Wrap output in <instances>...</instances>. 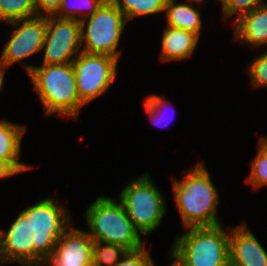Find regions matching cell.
Listing matches in <instances>:
<instances>
[{"label":"cell","mask_w":267,"mask_h":266,"mask_svg":"<svg viewBox=\"0 0 267 266\" xmlns=\"http://www.w3.org/2000/svg\"><path fill=\"white\" fill-rule=\"evenodd\" d=\"M143 103L145 112L149 115V119L154 125L160 127L169 126L173 118L168 116L170 118L168 119L166 116L165 118L168 120L167 121L162 114L163 112L165 113L167 110L166 108H168L166 106H169V104H171L170 102L165 101L160 95L152 94L148 95ZM162 109L164 110L162 111Z\"/></svg>","instance_id":"obj_22"},{"label":"cell","mask_w":267,"mask_h":266,"mask_svg":"<svg viewBox=\"0 0 267 266\" xmlns=\"http://www.w3.org/2000/svg\"><path fill=\"white\" fill-rule=\"evenodd\" d=\"M127 250L122 246L105 243L101 241H93L92 245V266H113L125 254Z\"/></svg>","instance_id":"obj_21"},{"label":"cell","mask_w":267,"mask_h":266,"mask_svg":"<svg viewBox=\"0 0 267 266\" xmlns=\"http://www.w3.org/2000/svg\"><path fill=\"white\" fill-rule=\"evenodd\" d=\"M186 3L177 0H166L165 16L167 17V26L175 29H182L201 35L202 19L199 8H194L195 3H203L204 0H186ZM177 2V3H176Z\"/></svg>","instance_id":"obj_17"},{"label":"cell","mask_w":267,"mask_h":266,"mask_svg":"<svg viewBox=\"0 0 267 266\" xmlns=\"http://www.w3.org/2000/svg\"><path fill=\"white\" fill-rule=\"evenodd\" d=\"M222 226L186 228L170 252L184 266H230V227L226 231Z\"/></svg>","instance_id":"obj_4"},{"label":"cell","mask_w":267,"mask_h":266,"mask_svg":"<svg viewBox=\"0 0 267 266\" xmlns=\"http://www.w3.org/2000/svg\"><path fill=\"white\" fill-rule=\"evenodd\" d=\"M230 266H267V252L246 224L230 227Z\"/></svg>","instance_id":"obj_13"},{"label":"cell","mask_w":267,"mask_h":266,"mask_svg":"<svg viewBox=\"0 0 267 266\" xmlns=\"http://www.w3.org/2000/svg\"><path fill=\"white\" fill-rule=\"evenodd\" d=\"M3 263L4 264H6V263H15V262H12V261H9V260H6L5 258H3L2 256H0V266H2L3 265ZM2 264V265H1Z\"/></svg>","instance_id":"obj_32"},{"label":"cell","mask_w":267,"mask_h":266,"mask_svg":"<svg viewBox=\"0 0 267 266\" xmlns=\"http://www.w3.org/2000/svg\"><path fill=\"white\" fill-rule=\"evenodd\" d=\"M146 246L127 253L113 266H155Z\"/></svg>","instance_id":"obj_26"},{"label":"cell","mask_w":267,"mask_h":266,"mask_svg":"<svg viewBox=\"0 0 267 266\" xmlns=\"http://www.w3.org/2000/svg\"><path fill=\"white\" fill-rule=\"evenodd\" d=\"M71 1L62 0L54 16L81 21L91 16L106 0H73L74 2L70 4Z\"/></svg>","instance_id":"obj_19"},{"label":"cell","mask_w":267,"mask_h":266,"mask_svg":"<svg viewBox=\"0 0 267 266\" xmlns=\"http://www.w3.org/2000/svg\"><path fill=\"white\" fill-rule=\"evenodd\" d=\"M149 175L147 172L133 178L119 196L128 218L142 236L155 231L166 213L165 198Z\"/></svg>","instance_id":"obj_5"},{"label":"cell","mask_w":267,"mask_h":266,"mask_svg":"<svg viewBox=\"0 0 267 266\" xmlns=\"http://www.w3.org/2000/svg\"><path fill=\"white\" fill-rule=\"evenodd\" d=\"M258 152L267 159V136L260 138Z\"/></svg>","instance_id":"obj_29"},{"label":"cell","mask_w":267,"mask_h":266,"mask_svg":"<svg viewBox=\"0 0 267 266\" xmlns=\"http://www.w3.org/2000/svg\"><path fill=\"white\" fill-rule=\"evenodd\" d=\"M37 16L34 0H0V22Z\"/></svg>","instance_id":"obj_20"},{"label":"cell","mask_w":267,"mask_h":266,"mask_svg":"<svg viewBox=\"0 0 267 266\" xmlns=\"http://www.w3.org/2000/svg\"><path fill=\"white\" fill-rule=\"evenodd\" d=\"M182 180L172 179L173 194L183 227H213L221 225L216 215L219 192L212 183L203 162L193 169L183 170Z\"/></svg>","instance_id":"obj_1"},{"label":"cell","mask_w":267,"mask_h":266,"mask_svg":"<svg viewBox=\"0 0 267 266\" xmlns=\"http://www.w3.org/2000/svg\"><path fill=\"white\" fill-rule=\"evenodd\" d=\"M126 17L106 0L91 16L80 21L82 51L89 54H104L119 59L118 45Z\"/></svg>","instance_id":"obj_7"},{"label":"cell","mask_w":267,"mask_h":266,"mask_svg":"<svg viewBox=\"0 0 267 266\" xmlns=\"http://www.w3.org/2000/svg\"><path fill=\"white\" fill-rule=\"evenodd\" d=\"M247 69L253 88H267V51L256 57Z\"/></svg>","instance_id":"obj_24"},{"label":"cell","mask_w":267,"mask_h":266,"mask_svg":"<svg viewBox=\"0 0 267 266\" xmlns=\"http://www.w3.org/2000/svg\"><path fill=\"white\" fill-rule=\"evenodd\" d=\"M5 69L7 68L0 63V91L3 90L2 86L4 82V73L6 71Z\"/></svg>","instance_id":"obj_30"},{"label":"cell","mask_w":267,"mask_h":266,"mask_svg":"<svg viewBox=\"0 0 267 266\" xmlns=\"http://www.w3.org/2000/svg\"><path fill=\"white\" fill-rule=\"evenodd\" d=\"M8 23L16 28L0 57V63L6 68L42 51L47 30V16L37 15Z\"/></svg>","instance_id":"obj_10"},{"label":"cell","mask_w":267,"mask_h":266,"mask_svg":"<svg viewBox=\"0 0 267 266\" xmlns=\"http://www.w3.org/2000/svg\"><path fill=\"white\" fill-rule=\"evenodd\" d=\"M245 181L254 189L267 186V159L259 152L251 161V173Z\"/></svg>","instance_id":"obj_25"},{"label":"cell","mask_w":267,"mask_h":266,"mask_svg":"<svg viewBox=\"0 0 267 266\" xmlns=\"http://www.w3.org/2000/svg\"><path fill=\"white\" fill-rule=\"evenodd\" d=\"M123 13L127 22L139 16L164 12L166 0H111Z\"/></svg>","instance_id":"obj_18"},{"label":"cell","mask_w":267,"mask_h":266,"mask_svg":"<svg viewBox=\"0 0 267 266\" xmlns=\"http://www.w3.org/2000/svg\"><path fill=\"white\" fill-rule=\"evenodd\" d=\"M25 125L0 120V160L8 162L18 173L31 170L33 167L19 161L21 142Z\"/></svg>","instance_id":"obj_16"},{"label":"cell","mask_w":267,"mask_h":266,"mask_svg":"<svg viewBox=\"0 0 267 266\" xmlns=\"http://www.w3.org/2000/svg\"><path fill=\"white\" fill-rule=\"evenodd\" d=\"M22 212L29 219L33 233L34 266H44L57 240L72 224L68 208L60 207L51 197L40 200Z\"/></svg>","instance_id":"obj_6"},{"label":"cell","mask_w":267,"mask_h":266,"mask_svg":"<svg viewBox=\"0 0 267 266\" xmlns=\"http://www.w3.org/2000/svg\"><path fill=\"white\" fill-rule=\"evenodd\" d=\"M88 235L93 241L116 244L127 251L145 247L141 233L128 218L123 204L106 196H99L85 212Z\"/></svg>","instance_id":"obj_3"},{"label":"cell","mask_w":267,"mask_h":266,"mask_svg":"<svg viewBox=\"0 0 267 266\" xmlns=\"http://www.w3.org/2000/svg\"><path fill=\"white\" fill-rule=\"evenodd\" d=\"M92 245L93 239L86 231L68 227L44 266H92Z\"/></svg>","instance_id":"obj_11"},{"label":"cell","mask_w":267,"mask_h":266,"mask_svg":"<svg viewBox=\"0 0 267 266\" xmlns=\"http://www.w3.org/2000/svg\"><path fill=\"white\" fill-rule=\"evenodd\" d=\"M34 1L36 4L37 15L40 16L54 15L58 11L62 2V0H34Z\"/></svg>","instance_id":"obj_27"},{"label":"cell","mask_w":267,"mask_h":266,"mask_svg":"<svg viewBox=\"0 0 267 266\" xmlns=\"http://www.w3.org/2000/svg\"><path fill=\"white\" fill-rule=\"evenodd\" d=\"M24 64L32 80L47 116L59 114L62 117L76 119L84 104L78 97L75 70L72 63Z\"/></svg>","instance_id":"obj_2"},{"label":"cell","mask_w":267,"mask_h":266,"mask_svg":"<svg viewBox=\"0 0 267 266\" xmlns=\"http://www.w3.org/2000/svg\"><path fill=\"white\" fill-rule=\"evenodd\" d=\"M7 231L0 229V256L21 266H34L33 233L21 211Z\"/></svg>","instance_id":"obj_12"},{"label":"cell","mask_w":267,"mask_h":266,"mask_svg":"<svg viewBox=\"0 0 267 266\" xmlns=\"http://www.w3.org/2000/svg\"><path fill=\"white\" fill-rule=\"evenodd\" d=\"M199 39L192 32L166 26L162 34L160 59L165 62L188 59L197 49Z\"/></svg>","instance_id":"obj_15"},{"label":"cell","mask_w":267,"mask_h":266,"mask_svg":"<svg viewBox=\"0 0 267 266\" xmlns=\"http://www.w3.org/2000/svg\"><path fill=\"white\" fill-rule=\"evenodd\" d=\"M172 257V259H174L175 261H173V263L169 266H184L176 256H174L171 252H170V258Z\"/></svg>","instance_id":"obj_31"},{"label":"cell","mask_w":267,"mask_h":266,"mask_svg":"<svg viewBox=\"0 0 267 266\" xmlns=\"http://www.w3.org/2000/svg\"><path fill=\"white\" fill-rule=\"evenodd\" d=\"M222 2V15L225 20L237 14L235 20L265 3L264 0H218Z\"/></svg>","instance_id":"obj_23"},{"label":"cell","mask_w":267,"mask_h":266,"mask_svg":"<svg viewBox=\"0 0 267 266\" xmlns=\"http://www.w3.org/2000/svg\"><path fill=\"white\" fill-rule=\"evenodd\" d=\"M19 174L8 162L0 160V179Z\"/></svg>","instance_id":"obj_28"},{"label":"cell","mask_w":267,"mask_h":266,"mask_svg":"<svg viewBox=\"0 0 267 266\" xmlns=\"http://www.w3.org/2000/svg\"><path fill=\"white\" fill-rule=\"evenodd\" d=\"M42 64H66L82 52L79 20L47 16Z\"/></svg>","instance_id":"obj_9"},{"label":"cell","mask_w":267,"mask_h":266,"mask_svg":"<svg viewBox=\"0 0 267 266\" xmlns=\"http://www.w3.org/2000/svg\"><path fill=\"white\" fill-rule=\"evenodd\" d=\"M234 23V39L252 47L267 45V3L242 15Z\"/></svg>","instance_id":"obj_14"},{"label":"cell","mask_w":267,"mask_h":266,"mask_svg":"<svg viewBox=\"0 0 267 266\" xmlns=\"http://www.w3.org/2000/svg\"><path fill=\"white\" fill-rule=\"evenodd\" d=\"M119 59L81 52L73 61L80 101L86 105L105 93L117 75Z\"/></svg>","instance_id":"obj_8"}]
</instances>
